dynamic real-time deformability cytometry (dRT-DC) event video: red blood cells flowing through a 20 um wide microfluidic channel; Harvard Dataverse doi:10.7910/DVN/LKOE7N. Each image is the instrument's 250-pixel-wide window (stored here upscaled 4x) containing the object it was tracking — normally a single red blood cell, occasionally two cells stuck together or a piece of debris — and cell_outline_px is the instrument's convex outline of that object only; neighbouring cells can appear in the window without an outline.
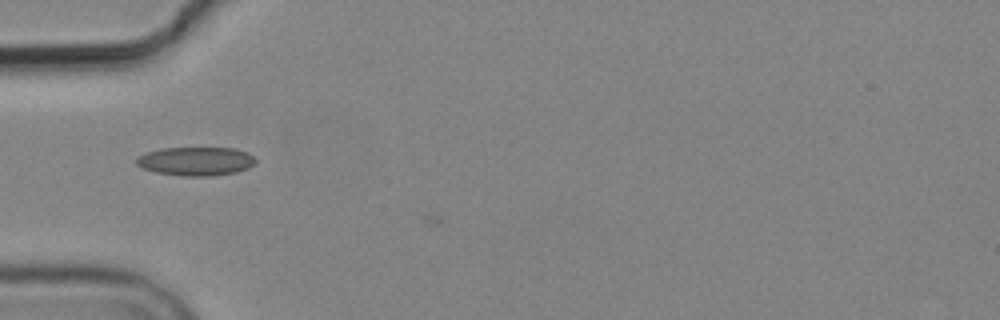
{"species": "common noctule bat (a hibernating species)", "species_latin": "Nyctalus noctula", "temperature_condition": "cold", "stored_images_in_passage": 3, "camera_frame_rate_fps": 3000, "um_per_image_px": 0.085, "animal": {"sex": "male", "body_mass_g": 19.2, "forearm_length_mm": 51.8}, "frame": {"image": 1, "passage_image": 1, "time_ms": 0.0, "image_size_px": [1000, 320], "cell_outline_px": [[256, 160], [248, 168], [236, 172], [212, 176], [184, 176], [156, 172], [144, 168], [136, 164], [136, 156], [160, 148], [236, 148], [248, 152]], "centroid_in_image_um": [16.64, 13.7], "position_along_channel_um": 68.4, "area_um2": 19.88}}
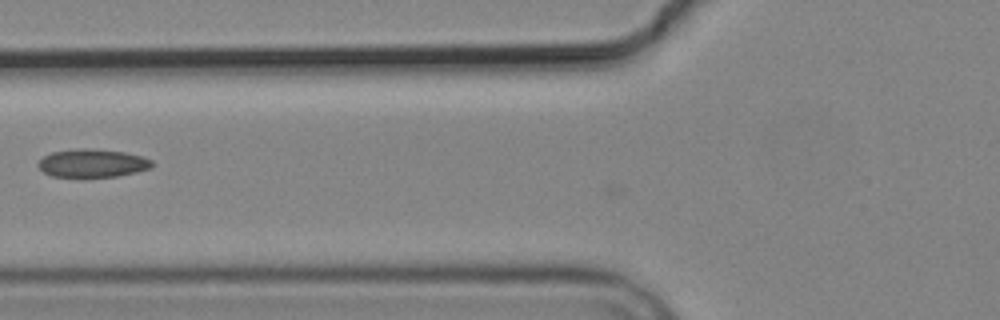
{"frame": {"image": 2, "passage_image": 2, "time_ms": 1.333, "image_size_px": [1000, 320], "cell_outline_px": [[152, 168], [136, 172], [116, 176], [52, 176], [44, 172], [36, 164], [44, 156], [52, 152], [76, 148], [88, 148], [124, 152], [140, 156], [152, 160]], "centroid_in_image_um": [7.85, 13.85], "position_along_channel_um": 118.0, "area_um2": 18.44}}
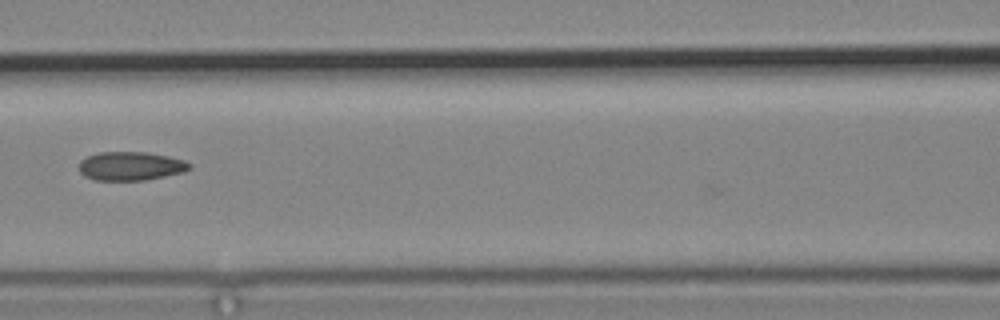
{"frame": {"image": 3, "passage_image": 3, "time_ms": 2.333, "image_size_px": [1000, 320], "cell_outline_px": [[192, 168], [184, 172], [144, 180], [96, 180], [84, 176], [80, 172], [80, 160], [88, 156], [100, 152], [148, 152], [168, 156], [184, 160], [192, 164]], "centroid_in_image_um": [11.13, 14.11], "position_along_channel_um": 155.5, "area_um2": 18.5}}